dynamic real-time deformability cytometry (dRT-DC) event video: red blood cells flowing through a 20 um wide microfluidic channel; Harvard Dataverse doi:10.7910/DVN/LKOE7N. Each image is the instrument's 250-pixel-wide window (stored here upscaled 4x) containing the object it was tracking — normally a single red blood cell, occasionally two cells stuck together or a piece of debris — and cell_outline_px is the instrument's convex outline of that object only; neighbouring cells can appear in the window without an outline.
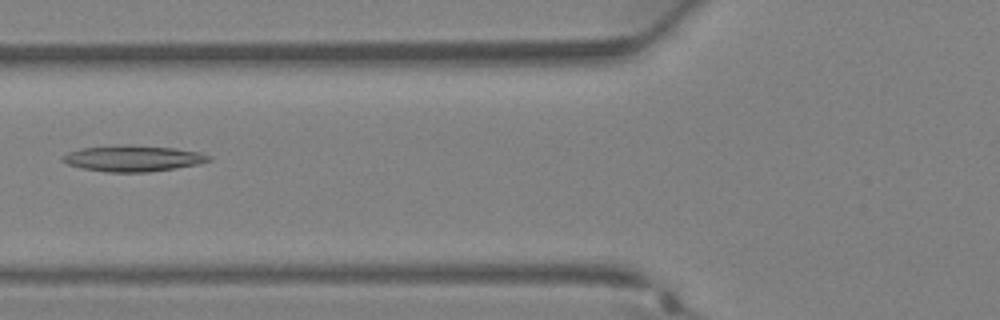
{"species": "Egyptian fruit bat (a non-hibernating species)", "species_latin": "Rousettus aegyptiacus", "temperature_condition": "warm", "stored_images_in_passage": 32, "camera_frame_rate_fps": 3000, "um_per_image_px": 0.085, "animal": {"sex": "female"}, "frame": {"image": 1, "passage_image": 11, "time_ms": 3.333, "image_size_px": [1000, 320], "cell_outline_px": [[212, 160], [196, 164], [176, 168], [148, 172], [108, 172], [80, 168], [68, 164], [60, 160], [68, 152], [84, 148], [128, 144], [132, 144], [176, 148], [200, 152], [212, 156]], "centroid_in_image_um": [11.33, 13.46], "position_along_channel_um": 114.5, "area_um2": 22.25}}
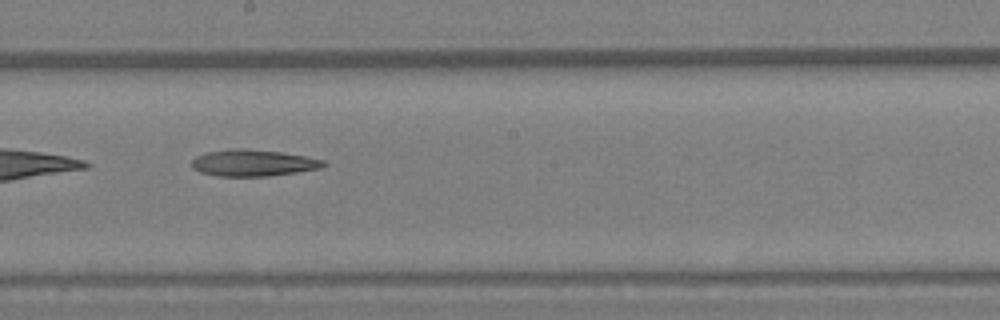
{"frame": {"image": 2, "passage_image": 17, "time_ms": 5.333, "image_size_px": [1000, 320], "cell_outline_px": [[328, 164], [320, 168], [296, 172], [268, 176], [216, 176], [200, 172], [192, 168], [192, 160], [196, 156], [208, 152], [232, 148], [244, 148], [280, 152], [304, 156], [324, 160]], "centroid_in_image_um": [21.5, 13.85], "position_along_channel_um": 226.7, "area_um2": 20.35}}
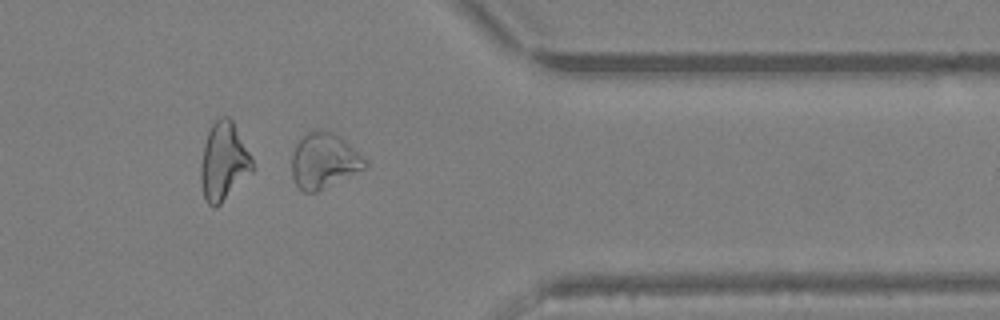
{"frame": {"image": 3, "passage_image": 26, "time_ms": 8.333, "image_size_px": [1000, 320], "cell_outline_px": [[368, 164], [364, 168], [316, 192], [304, 192], [296, 184], [292, 176], [292, 152], [296, 144], [308, 132], [320, 128], [324, 128], [340, 136], [364, 156]], "centroid_in_image_um": [27.53, 13.63], "position_along_channel_um": 383.9, "area_um2": 23.52}}